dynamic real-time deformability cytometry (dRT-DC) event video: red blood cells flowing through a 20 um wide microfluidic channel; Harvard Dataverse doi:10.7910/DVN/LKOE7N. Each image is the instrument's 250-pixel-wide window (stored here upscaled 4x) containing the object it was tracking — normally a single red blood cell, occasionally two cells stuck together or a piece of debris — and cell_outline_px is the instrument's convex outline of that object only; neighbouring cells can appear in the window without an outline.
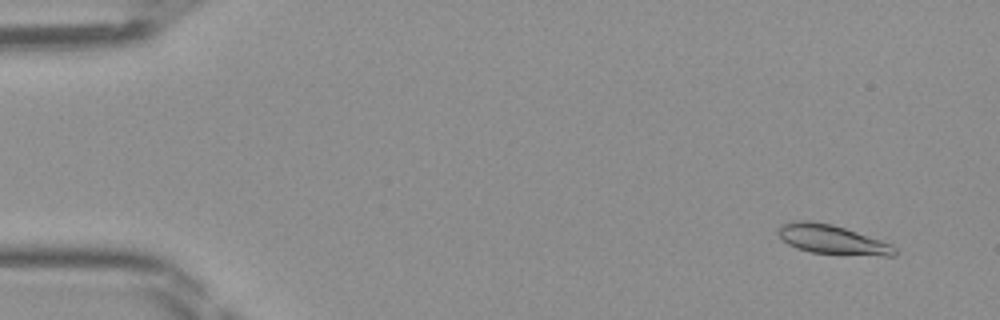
{"species": "Egyptian fruit bat (a non-hibernating species)", "species_latin": "Rousettus aegyptiacus", "temperature_condition": "room temperature", "stored_images_in_passage": 48, "camera_frame_rate_fps": 3000, "um_per_image_px": 0.085, "frame": {"image": 1, "passage_image": 4, "time_ms": 1.0, "image_size_px": [1000, 320], "cell_outline_px": [[896, 252], [892, 256], [884, 256], [812, 252], [796, 248], [788, 244], [780, 236], [776, 228], [780, 224], [792, 220], [812, 220], [832, 224], [892, 244], [896, 248]], "centroid_in_image_um": [70.68, 20.33], "position_along_channel_um": 14.3, "area_um2": 19.77}}
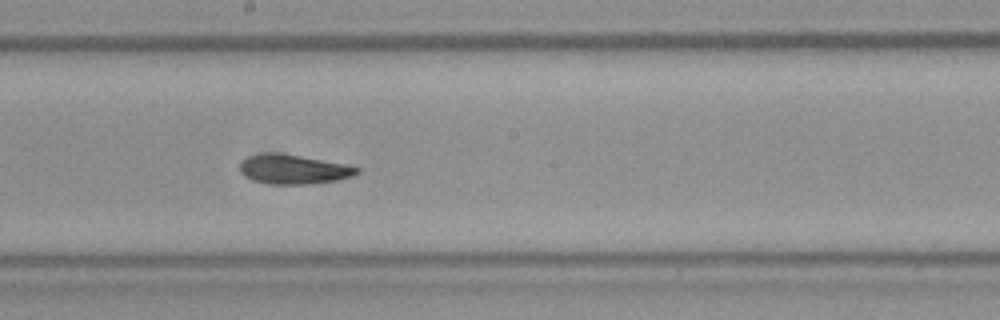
{"frame": {"image": 2, "passage_image": 27, "time_ms": 8.667, "image_size_px": [1000, 320], "cell_outline_px": [[360, 172], [352, 176], [336, 180], [308, 184], [272, 184], [256, 180], [244, 176], [240, 172], [240, 160], [248, 156], [272, 152], [280, 152], [344, 164], [360, 168]], "centroid_in_image_um": [24.92, 14.38], "position_along_channel_um": 223.3, "area_um2": 19.94}}
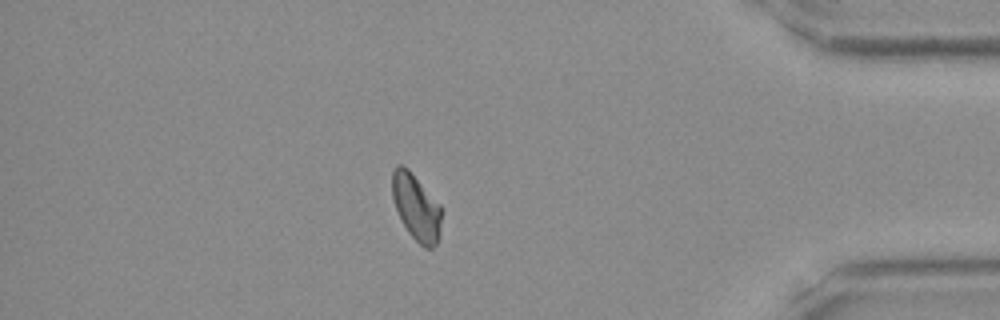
{"frame": {"image": 3, "passage_image": 42, "time_ms": 13.667, "image_size_px": [1000, 320], "cell_outline_px": [[440, 224], [436, 244], [432, 248], [424, 248], [408, 232], [396, 208], [392, 196], [392, 172], [396, 164], [404, 164], [408, 168], [440, 204]], "centroid_in_image_um": [35.35, 17.56], "position_along_channel_um": 399.8, "area_um2": 18.73}}